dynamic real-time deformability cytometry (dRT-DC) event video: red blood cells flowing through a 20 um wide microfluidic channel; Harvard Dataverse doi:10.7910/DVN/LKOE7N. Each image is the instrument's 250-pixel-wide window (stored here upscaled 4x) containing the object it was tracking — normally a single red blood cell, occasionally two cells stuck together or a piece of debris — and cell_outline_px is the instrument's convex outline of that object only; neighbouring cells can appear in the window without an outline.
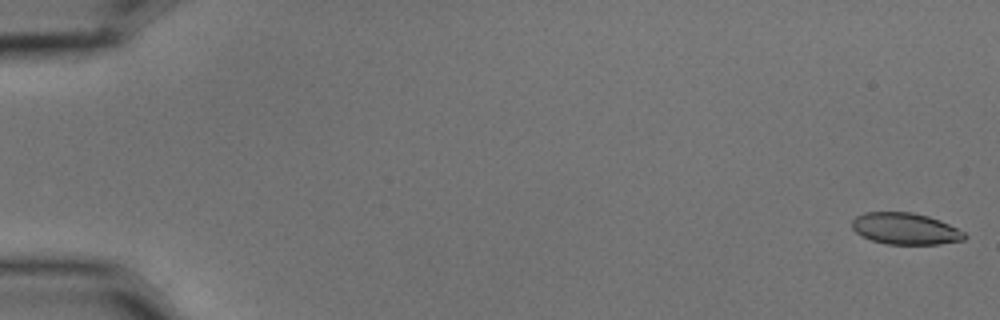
{"species": "common noctule bat (a hibernating species)", "species_latin": "Nyctalus noctula", "temperature_condition": "cold", "stored_images_in_passage": 8, "camera_frame_rate_fps": 3000, "um_per_image_px": 0.085, "animal": {"sex": "male", "body_mass_g": 15.6}, "frame": {"image": 1, "passage_image": 1, "time_ms": 0.0, "image_size_px": [1000, 320], "cell_outline_px": [[968, 236], [964, 240], [940, 244], [888, 244], [872, 240], [856, 232], [852, 228], [852, 220], [856, 216], [864, 212], [912, 212], [928, 216], [940, 220], [964, 232]], "centroid_in_image_um": [76.96, 19.43], "position_along_channel_um": 8.0, "area_um2": 20.63}}
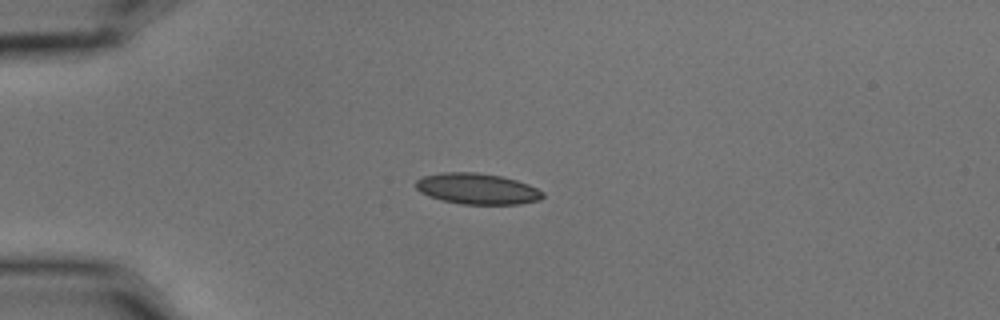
{"frame": {"image": 2, "passage_image": 5, "time_ms": 1.333, "image_size_px": [1000, 320], "cell_outline_px": [[544, 196], [540, 200], [520, 204], [460, 204], [440, 200], [428, 196], [420, 192], [416, 188], [416, 180], [420, 176], [440, 172], [476, 172], [500, 176], [516, 180], [528, 184], [544, 192]], "centroid_in_image_um": [40.53, 16.04], "position_along_channel_um": 44.5, "area_um2": 23.12}}
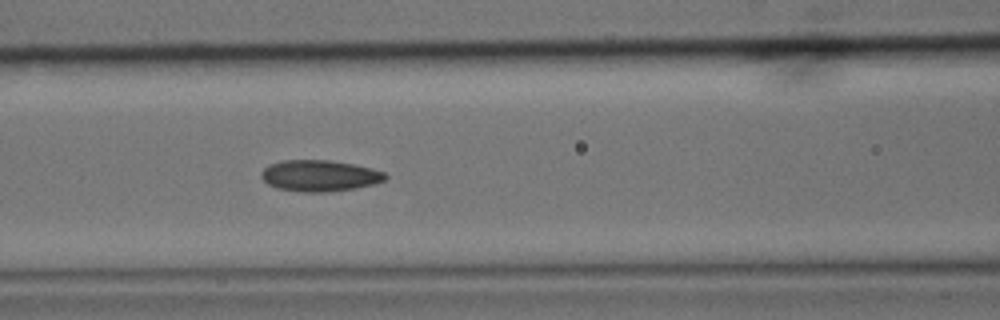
{"frame": {"image": 3, "passage_image": 8, "time_ms": 2.333, "image_size_px": [1000, 320], "cell_outline_px": [[388, 176], [384, 180], [376, 184], [356, 188], [328, 192], [304, 192], [276, 188], [268, 184], [260, 176], [260, 172], [268, 164], [284, 160], [328, 160], [356, 164], [372, 168], [384, 172]], "centroid_in_image_um": [27.17, 14.93], "position_along_channel_um": 139.4, "area_um2": 22.83}}